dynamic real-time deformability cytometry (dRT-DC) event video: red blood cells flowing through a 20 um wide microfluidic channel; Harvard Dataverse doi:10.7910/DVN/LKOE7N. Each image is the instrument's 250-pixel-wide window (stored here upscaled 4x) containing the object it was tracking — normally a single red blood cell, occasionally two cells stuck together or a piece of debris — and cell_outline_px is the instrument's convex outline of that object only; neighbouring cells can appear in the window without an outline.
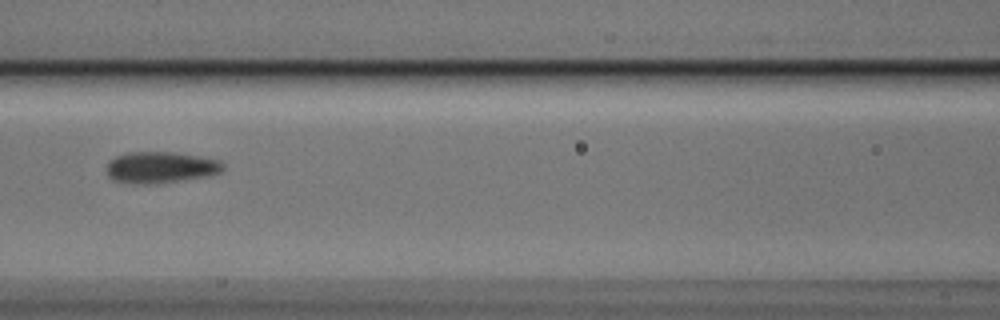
{"species": "Egyptian fruit bat (a non-hibernating species)", "species_latin": "Rousettus aegyptiacus", "temperature_condition": "cold", "stored_images_in_passage": 10, "camera_frame_rate_fps": 3000, "um_per_image_px": 0.085, "animal": {"sex": "male"}, "frame": {"image": 1, "passage_image": 7, "time_ms": 2.0, "image_size_px": [1000, 320], "cell_outline_px": [[224, 168], [220, 172], [208, 176], [156, 184], [136, 184], [112, 180], [108, 176], [104, 168], [108, 160], [116, 156], [128, 152], [172, 152], [220, 160], [224, 164]], "centroid_in_image_um": [13.59, 14.23], "position_along_channel_um": 153.0, "area_um2": 21.56}}
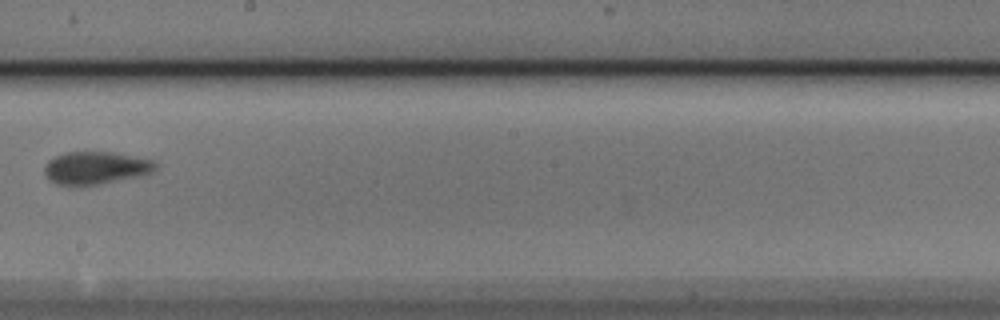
{"frame": {"image": 2, "passage_image": 9, "time_ms": 2.667, "image_size_px": [1000, 320], "cell_outline_px": [[156, 168], [152, 172], [140, 176], [100, 184], [56, 184], [48, 180], [44, 172], [44, 168], [48, 160], [56, 156], [68, 152], [112, 152], [152, 160], [156, 164]], "centroid_in_image_um": [8.12, 14.26], "position_along_channel_um": 240.1, "area_um2": 20.81}}
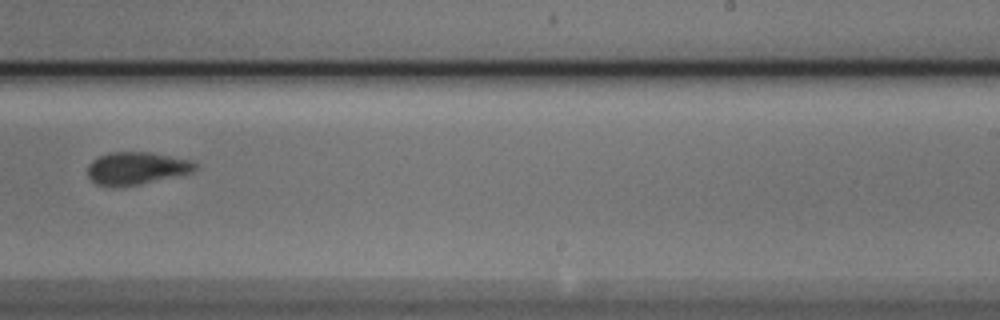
{"frame": {"image": 3, "passage_image": 10, "time_ms": 3.0, "image_size_px": [1000, 320], "cell_outline_px": [[200, 168], [192, 172], [140, 184], [96, 184], [88, 176], [88, 164], [92, 160], [108, 152], [152, 152], [192, 160], [200, 164]], "centroid_in_image_um": [11.68, 14.25], "position_along_channel_um": 277.3, "area_um2": 20.11}}